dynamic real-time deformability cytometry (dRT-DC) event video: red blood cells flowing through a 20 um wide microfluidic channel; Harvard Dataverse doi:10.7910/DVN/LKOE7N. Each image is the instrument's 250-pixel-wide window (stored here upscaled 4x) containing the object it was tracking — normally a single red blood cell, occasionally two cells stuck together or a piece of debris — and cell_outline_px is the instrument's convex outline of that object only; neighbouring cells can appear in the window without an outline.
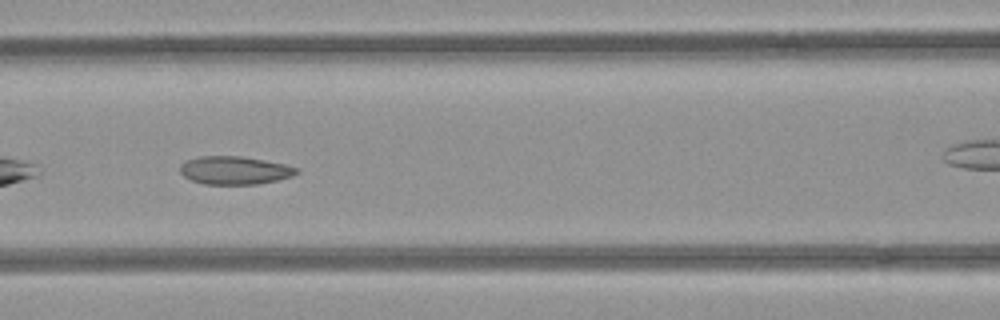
{"species": "common noctule bat (a hibernating species)", "species_latin": "Nyctalus noctula", "temperature_condition": "room temperature", "stored_images_in_passage": 32, "camera_frame_rate_fps": 3000, "um_per_image_px": 0.085, "animal": {"sex": "female", "body_mass_g": 21.9}, "frame": {"image": 1, "passage_image": 10, "time_ms": 3.0, "image_size_px": [1000, 320], "cell_outline_px": [[300, 172], [292, 176], [276, 180], [256, 184], [204, 184], [192, 180], [184, 176], [180, 172], [180, 164], [184, 160], [200, 156], [240, 156], [264, 160], [284, 164], [300, 168]], "centroid_in_image_um": [19.94, 14.47], "position_along_channel_um": 146.7, "area_um2": 19.13}}
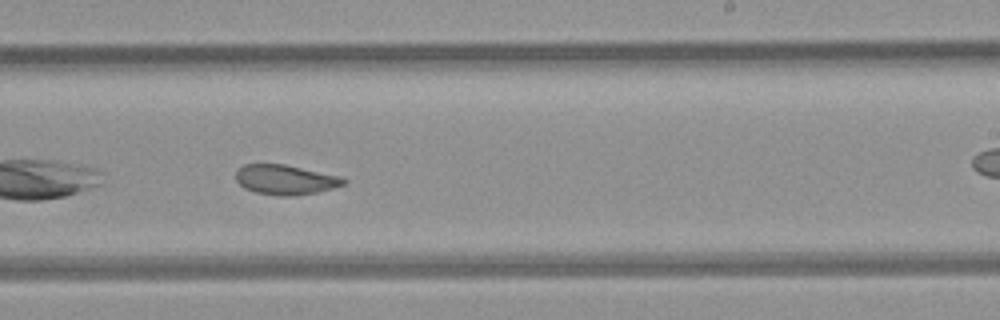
{"frame": {"image": 2, "passage_image": 19, "time_ms": 6.0, "image_size_px": [1000, 320], "cell_outline_px": [[348, 180], [344, 184], [332, 188], [316, 192], [292, 196], [280, 196], [256, 192], [244, 188], [236, 180], [236, 168], [244, 164], [284, 164], [340, 176]], "centroid_in_image_um": [24.23, 15.27], "position_along_channel_um": 264.8, "area_um2": 18.67}, "authors_computed_cell_mechanics": {"area_um2": 19.3919, "velocity_mm_per_s": 3.9455, "shape_relaxation_time_tau1_ms": 7.3812, "shape_relaxation_time_tau2_ms": 1.2141, "deformation_change_tau1": 0.1355, "deformation_change_tau2": 0.0642}}